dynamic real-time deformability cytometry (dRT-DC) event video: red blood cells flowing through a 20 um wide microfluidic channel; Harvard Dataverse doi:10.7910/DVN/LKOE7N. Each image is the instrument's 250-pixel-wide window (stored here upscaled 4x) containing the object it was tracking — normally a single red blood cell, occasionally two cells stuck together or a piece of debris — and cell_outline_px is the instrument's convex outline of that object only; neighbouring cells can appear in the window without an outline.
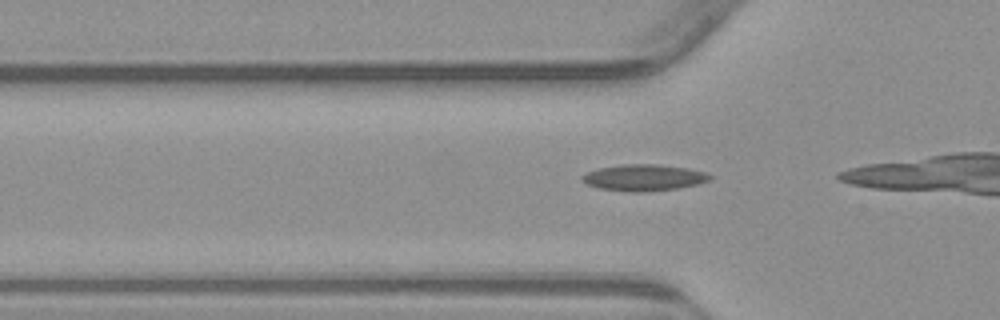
{"species": "common noctule bat (a hibernating species)", "species_latin": "Nyctalus noctula", "temperature_condition": "warm", "stored_images_in_passage": 11, "camera_frame_rate_fps": 3000, "um_per_image_px": 0.085, "animal": {"sex": "male", "body_mass_g": 23.1, "forearm_length_mm": 52.7}, "frame": {"image": 1, "passage_image": 8, "time_ms": 2.333, "image_size_px": [1000, 320], "cell_outline_px": [[712, 176], [708, 180], [696, 184], [676, 188], [644, 192], [632, 192], [600, 188], [588, 184], [580, 180], [580, 176], [588, 172], [600, 168], [624, 164], [660, 164], [688, 168], [704, 172]], "centroid_in_image_um": [54.7, 15.09], "position_along_channel_um": 71.1, "area_um2": 19.42}}